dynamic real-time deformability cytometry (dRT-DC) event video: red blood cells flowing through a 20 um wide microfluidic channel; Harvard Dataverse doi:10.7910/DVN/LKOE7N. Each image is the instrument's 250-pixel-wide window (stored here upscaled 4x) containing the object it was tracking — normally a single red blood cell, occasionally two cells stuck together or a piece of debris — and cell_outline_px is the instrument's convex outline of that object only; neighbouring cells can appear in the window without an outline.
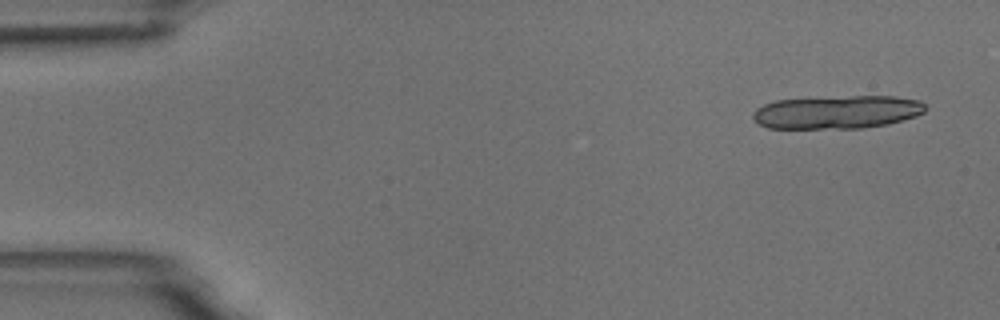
{"species": "common noctule bat (a hibernating species)", "species_latin": "Nyctalus noctula", "temperature_condition": "room temperature", "stored_images_in_passage": 5, "camera_frame_rate_fps": 3000, "um_per_image_px": 0.085, "animal": {"sex": "male", "body_mass_g": 18.8}, "frame": {"image": 1, "passage_image": 1, "time_ms": 0.0, "image_size_px": [1000, 320], "cell_outline_px": [[928, 108], [924, 112], [916, 116], [904, 120], [888, 124], [864, 128], [768, 128], [756, 124], [752, 120], [752, 112], [756, 108], [764, 104], [776, 100], [852, 96], [896, 96], [920, 100]], "centroid_in_image_um": [71.15, 9.53], "position_along_channel_um": 13.8, "area_um2": 33.7}}